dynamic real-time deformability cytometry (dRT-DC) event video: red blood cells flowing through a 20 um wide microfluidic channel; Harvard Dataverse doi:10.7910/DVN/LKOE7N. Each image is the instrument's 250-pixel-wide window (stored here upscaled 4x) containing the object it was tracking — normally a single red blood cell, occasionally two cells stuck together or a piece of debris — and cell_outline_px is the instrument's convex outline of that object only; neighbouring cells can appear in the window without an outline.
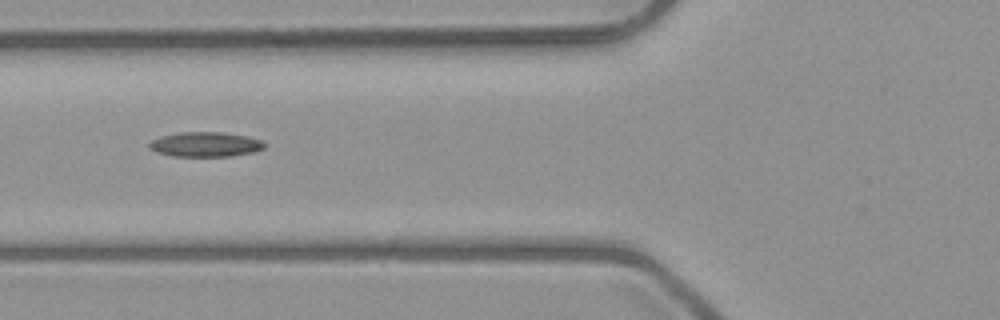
{"species": "common noctule bat (a hibernating species)", "species_latin": "Nyctalus noctula", "temperature_condition": "room temperature", "stored_images_in_passage": 4, "camera_frame_rate_fps": 3000, "um_per_image_px": 0.085, "animal": {"sex": "male", "body_mass_g": 23.1, "forearm_length_mm": 52.7}, "frame": {"image": 1, "passage_image": 3, "time_ms": 3.0, "image_size_px": [1000, 320], "cell_outline_px": [[264, 148], [256, 152], [232, 156], [172, 156], [156, 152], [148, 148], [148, 144], [152, 140], [160, 136], [180, 132], [220, 132], [248, 136], [260, 140], [264, 144]], "centroid_in_image_um": [17.44, 12.27], "position_along_channel_um": 108.4, "area_um2": 16.7}}
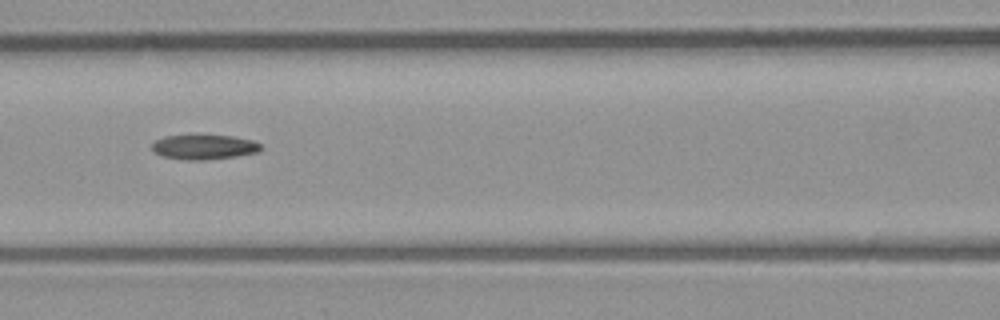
{"frame": {"image": 2, "passage_image": 4, "time_ms": 4.0, "image_size_px": [1000, 320], "cell_outline_px": [[260, 152], [236, 156], [204, 160], [184, 160], [160, 156], [152, 148], [152, 144], [156, 140], [164, 136], [232, 136], [252, 140], [260, 144]], "centroid_in_image_um": [17.34, 12.51], "position_along_channel_um": 149.3, "area_um2": 15.49}}